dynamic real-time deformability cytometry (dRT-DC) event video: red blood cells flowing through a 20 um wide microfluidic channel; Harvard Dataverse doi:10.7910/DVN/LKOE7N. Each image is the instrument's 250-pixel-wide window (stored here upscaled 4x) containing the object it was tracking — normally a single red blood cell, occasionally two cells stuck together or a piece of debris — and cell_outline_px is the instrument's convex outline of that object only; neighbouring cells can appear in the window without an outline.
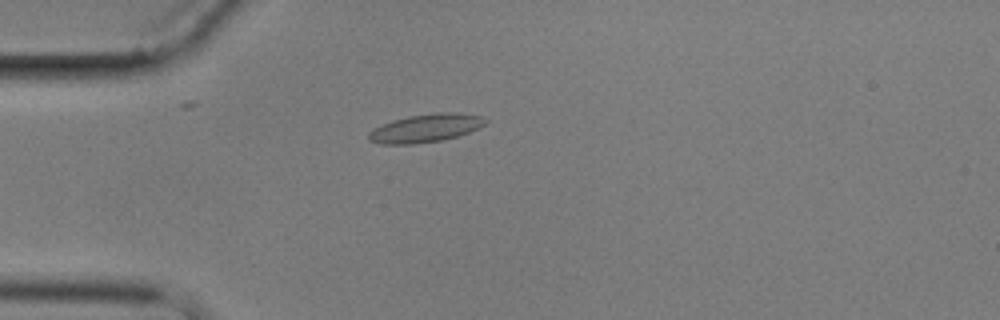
{"species": "common noctule bat (a hibernating species)", "species_latin": "Nyctalus noctula", "temperature_condition": "cold", "stored_images_in_passage": 1, "camera_frame_rate_fps": 3000, "um_per_image_px": 0.085, "animal": {"sex": "male", "body_mass_g": 17.9}, "frame": {"image": 1, "passage_image": 1, "time_ms": 0.0, "image_size_px": [1000, 320], "cell_outline_px": [[488, 120], [484, 124], [468, 132], [456, 136], [440, 140], [412, 144], [380, 144], [368, 140], [368, 132], [392, 120], [408, 116], [440, 112], [460, 112], [484, 116]], "centroid_in_image_um": [36.18, 10.88], "position_along_channel_um": 48.8, "area_um2": 19.02}}